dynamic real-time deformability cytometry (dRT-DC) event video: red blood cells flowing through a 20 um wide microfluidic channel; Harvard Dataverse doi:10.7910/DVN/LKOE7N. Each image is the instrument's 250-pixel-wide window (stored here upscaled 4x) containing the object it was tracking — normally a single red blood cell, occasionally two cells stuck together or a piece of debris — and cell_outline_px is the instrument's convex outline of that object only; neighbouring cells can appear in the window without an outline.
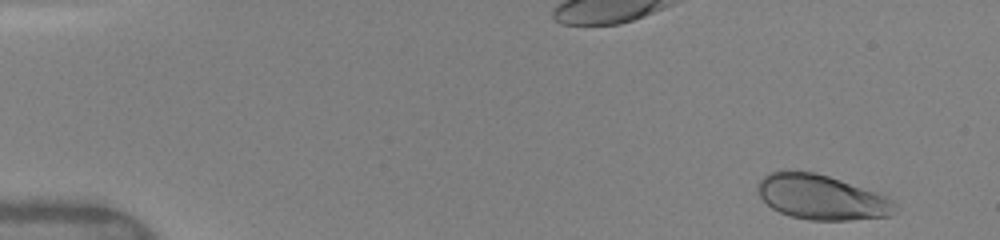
{"species": "human", "species_latin": "Homo sapiens", "temperature_condition": "warm", "stored_images_in_passage": 44, "camera_frame_rate_fps": 3000, "um_per_image_px": 0.085, "donor": {"sex": "female"}, "frame": {"image": 1, "passage_image": 1, "time_ms": 0.0, "image_size_px": [1000, 240], "cell_outline_px": [[896, 208], [888, 216], [848, 220], [808, 220], [788, 216], [772, 208], [760, 196], [756, 188], [756, 184], [768, 172], [816, 172], [840, 180], [884, 196], [892, 200], [896, 204]], "centroid_in_image_um": [69.78, 16.78], "position_along_channel_um": 15.2, "area_um2": 35.26}}
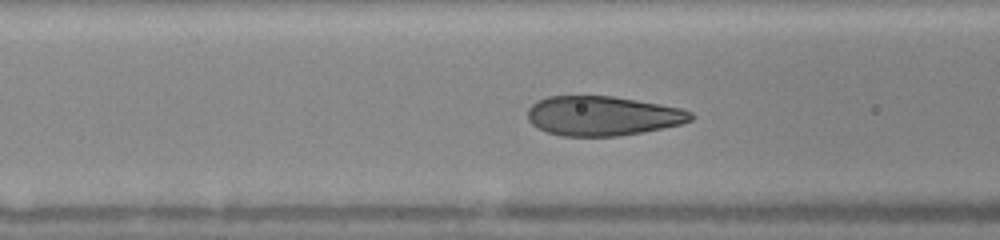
{"frame": {"image": 2, "passage_image": 19, "time_ms": 5.667, "image_size_px": [1000, 240], "cell_outline_px": [[692, 120], [680, 124], [644, 132], [616, 136], [560, 136], [536, 128], [528, 120], [528, 108], [536, 100], [548, 96], [612, 96], [660, 104], [680, 108], [692, 112]], "centroid_in_image_um": [51.18, 9.85], "position_along_channel_um": 115.4, "area_um2": 37.63}}
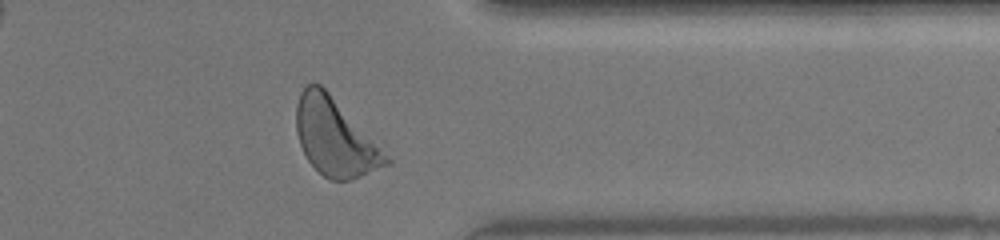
{"frame": {"image": 3, "passage_image": 42, "time_ms": 12.333, "image_size_px": [1000, 240], "cell_outline_px": [[392, 164], [352, 180], [328, 180], [308, 160], [300, 144], [296, 132], [296, 108], [300, 92], [308, 84], [320, 84], [328, 92], [392, 160]], "centroid_in_image_um": [28.47, 11.71], "position_along_channel_um": 382.9, "area_um2": 39.65}, "authors_computed_cell_mechanics": {"area_um2": 37.7434, "velocity_mm_per_s": 4.0846, "shape_relaxation_time_tau1_ms": 1.8419, "shape_relaxation_time_tau2_ms": null, "deformation_change_tau1": 0.1327, "deformation_change_tau2": null}}